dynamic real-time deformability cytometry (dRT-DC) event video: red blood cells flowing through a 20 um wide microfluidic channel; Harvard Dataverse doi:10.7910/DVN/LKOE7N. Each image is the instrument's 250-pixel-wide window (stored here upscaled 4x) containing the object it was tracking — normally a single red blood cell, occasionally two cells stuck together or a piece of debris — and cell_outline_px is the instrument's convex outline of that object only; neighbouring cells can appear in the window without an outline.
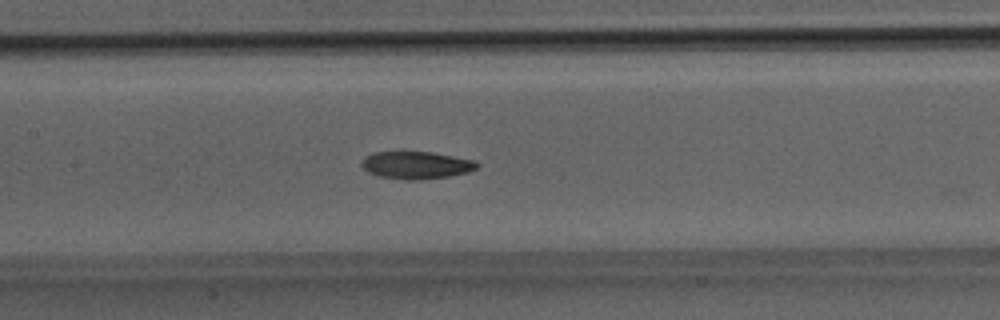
{"species": "Egyptian fruit bat (a non-hibernating species)", "species_latin": "Rousettus aegyptiacus", "temperature_condition": "room temperature", "stored_images_in_passage": 35, "camera_frame_rate_fps": 3000, "um_per_image_px": 0.085, "animal": {"sex": "male"}, "frame": {"image": 1, "passage_image": 18, "time_ms": 5.667, "image_size_px": [1000, 320], "cell_outline_px": [[480, 164], [476, 168], [468, 172], [448, 176], [416, 180], [404, 180], [380, 176], [368, 172], [360, 164], [364, 156], [372, 152], [432, 152], [476, 160]], "centroid_in_image_um": [35.37, 14.03], "position_along_channel_um": 172.0, "area_um2": 18.5}}